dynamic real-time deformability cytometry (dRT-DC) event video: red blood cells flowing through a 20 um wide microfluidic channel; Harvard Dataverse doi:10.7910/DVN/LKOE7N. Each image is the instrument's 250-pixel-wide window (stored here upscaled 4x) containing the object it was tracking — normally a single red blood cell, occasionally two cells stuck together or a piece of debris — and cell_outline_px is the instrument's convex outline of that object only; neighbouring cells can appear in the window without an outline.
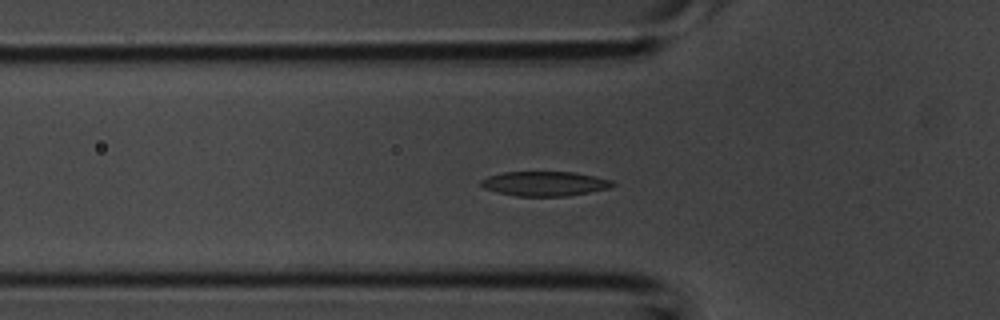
{"species": "common noctule bat (a hibernating species)", "species_latin": "Nyctalus noctula", "temperature_condition": "room temperature", "stored_images_in_passage": 37, "camera_frame_rate_fps": 3000, "um_per_image_px": 0.085, "animal": {"sex": "male", "body_mass_g": 20.1, "forearm_length_mm": 53.5}, "frame": {"image": 1, "passage_image": 11, "time_ms": 3.333, "image_size_px": [1000, 320], "cell_outline_px": [[616, 184], [612, 188], [568, 196], [516, 196], [484, 188], [480, 184], [480, 180], [488, 176], [504, 172], [576, 172], [612, 180]], "centroid_in_image_um": [46.35, 15.61], "position_along_channel_um": 79.5, "area_um2": 18.9}}
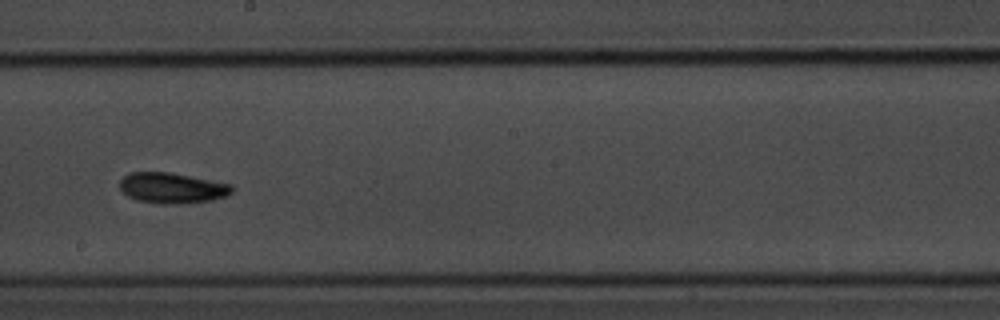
{"frame": {"image": 2, "passage_image": 21, "time_ms": 6.667, "image_size_px": [1000, 320], "cell_outline_px": [[232, 192], [224, 196], [212, 200], [184, 204], [156, 204], [136, 200], [128, 196], [120, 188], [120, 180], [128, 172], [172, 172], [232, 184]], "centroid_in_image_um": [14.61, 15.98], "position_along_channel_um": 233.6, "area_um2": 20.23}}
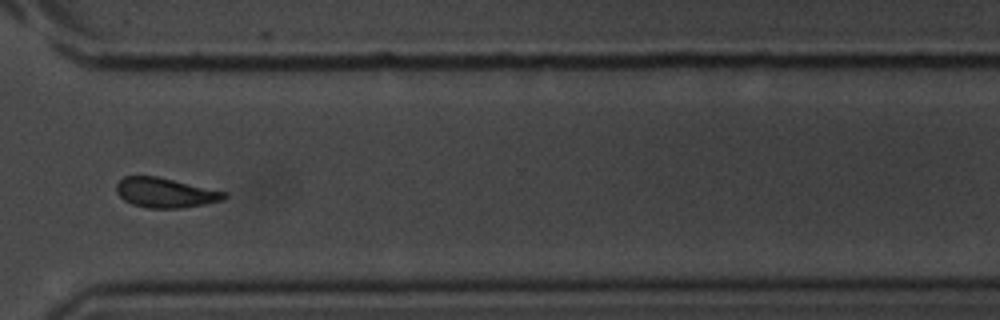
{"frame": {"image": 3, "passage_image": 29, "time_ms": 9.333, "image_size_px": [1000, 320], "cell_outline_px": [[228, 196], [224, 200], [204, 204], [180, 208], [148, 208], [132, 204], [124, 200], [116, 192], [116, 184], [124, 176], [156, 176], [228, 192]], "centroid_in_image_um": [14.06, 16.38], "position_along_channel_um": 356.5, "area_um2": 18.73}}